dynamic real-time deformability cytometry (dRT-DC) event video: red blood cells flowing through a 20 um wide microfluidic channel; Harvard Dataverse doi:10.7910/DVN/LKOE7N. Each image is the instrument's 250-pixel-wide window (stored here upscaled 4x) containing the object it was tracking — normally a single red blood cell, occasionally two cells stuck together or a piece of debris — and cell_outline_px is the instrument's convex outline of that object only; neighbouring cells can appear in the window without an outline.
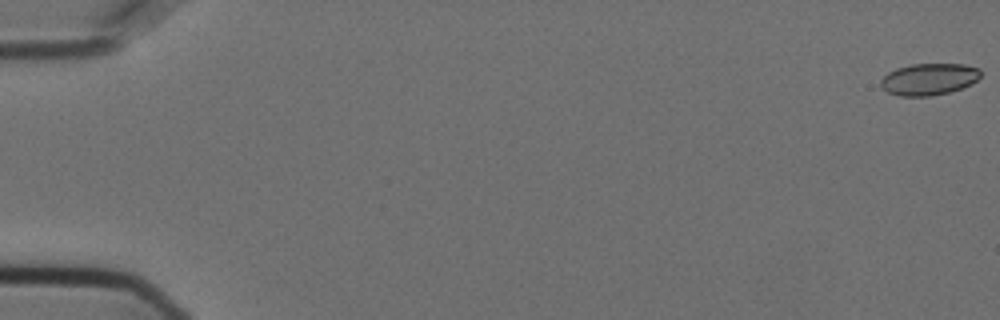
{"species": "Egyptian fruit bat (a non-hibernating species)", "species_latin": "Rousettus aegyptiacus", "temperature_condition": "cold", "stored_images_in_passage": 57, "camera_frame_rate_fps": 3000, "um_per_image_px": 0.085, "animal": {"sex": "female"}, "frame": {"image": 1, "passage_image": 1, "time_ms": 0.0, "image_size_px": [1000, 320], "cell_outline_px": [[980, 76], [972, 84], [948, 92], [932, 96], [900, 96], [888, 92], [880, 84], [880, 80], [888, 72], [896, 68], [912, 64], [964, 64], [980, 68]], "centroid_in_image_um": [78.96, 6.72], "position_along_channel_um": 6.0, "area_um2": 18.44}}
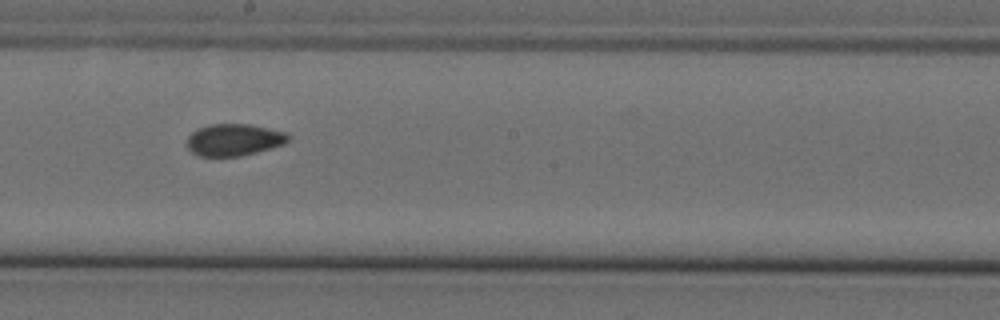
{"frame": {"image": 2, "passage_image": 33, "time_ms": 10.667, "image_size_px": [1000, 320], "cell_outline_px": [[288, 140], [284, 144], [256, 152], [240, 156], [200, 156], [192, 152], [188, 148], [188, 136], [192, 132], [200, 128], [212, 124], [248, 124], [288, 132]], "centroid_in_image_um": [19.9, 11.88], "position_along_channel_um": 228.3, "area_um2": 18.61}}
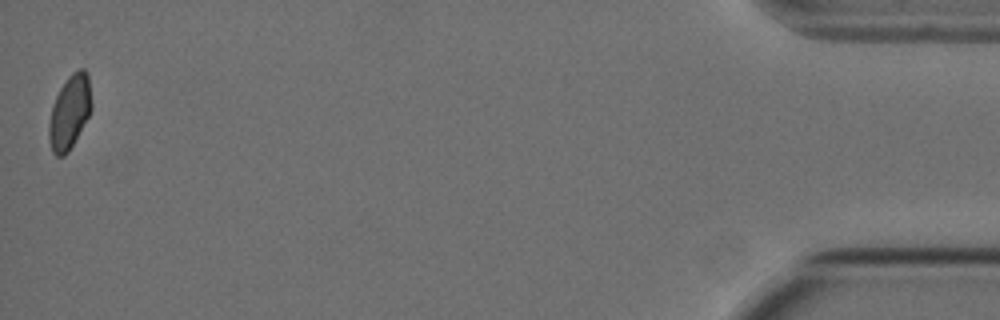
{"frame": {"image": 3, "passage_image": 57, "time_ms": 18.667, "image_size_px": [1000, 320], "cell_outline_px": [[92, 108], [88, 116], [68, 152], [64, 156], [56, 156], [52, 152], [48, 136], [48, 124], [52, 104], [60, 88], [68, 76], [72, 72], [80, 68], [84, 68], [88, 72], [92, 104]], "centroid_in_image_um": [5.91, 9.5], "position_along_channel_um": 429.3, "area_um2": 18.38}, "authors_computed_cell_mechanics": {"area_um2": 18.9584, "velocity_mm_per_s": 3.6237, "shape_relaxation_time_tau1_ms": null, "shape_relaxation_time_tau2_ms": 2.7886, "deformation_change_tau1": null, "deformation_change_tau2": 0.0489}}